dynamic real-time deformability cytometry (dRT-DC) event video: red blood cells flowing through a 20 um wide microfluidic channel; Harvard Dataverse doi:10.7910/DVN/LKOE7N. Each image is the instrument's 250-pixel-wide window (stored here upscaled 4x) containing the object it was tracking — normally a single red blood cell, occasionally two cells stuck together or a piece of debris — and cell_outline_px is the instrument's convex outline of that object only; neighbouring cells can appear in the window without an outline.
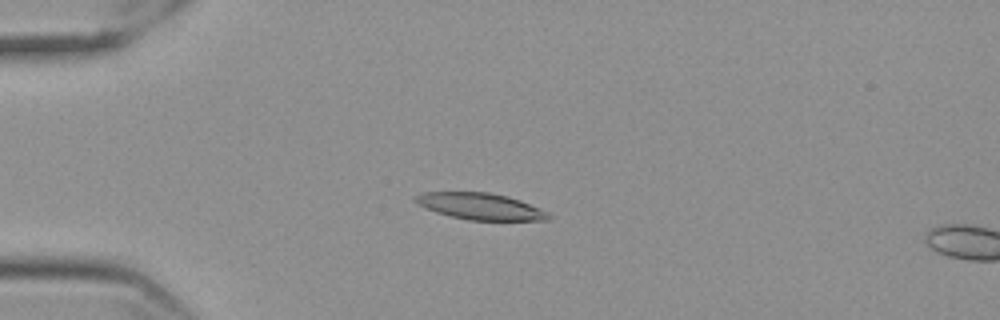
{"species": "Egyptian fruit bat (a non-hibernating species)", "species_latin": "Rousettus aegyptiacus", "temperature_condition": "cold", "stored_images_in_passage": 13, "camera_frame_rate_fps": 3000, "um_per_image_px": 0.085, "frame": {"image": 1, "passage_image": 10, "time_ms": 3.0, "image_size_px": [1000, 320], "cell_outline_px": [[552, 216], [548, 220], [468, 220], [436, 212], [424, 208], [416, 204], [412, 200], [412, 196], [420, 192], [488, 192], [508, 196], [520, 200], [548, 212]], "centroid_in_image_um": [40.76, 17.53], "position_along_channel_um": 44.2, "area_um2": 20.75}}